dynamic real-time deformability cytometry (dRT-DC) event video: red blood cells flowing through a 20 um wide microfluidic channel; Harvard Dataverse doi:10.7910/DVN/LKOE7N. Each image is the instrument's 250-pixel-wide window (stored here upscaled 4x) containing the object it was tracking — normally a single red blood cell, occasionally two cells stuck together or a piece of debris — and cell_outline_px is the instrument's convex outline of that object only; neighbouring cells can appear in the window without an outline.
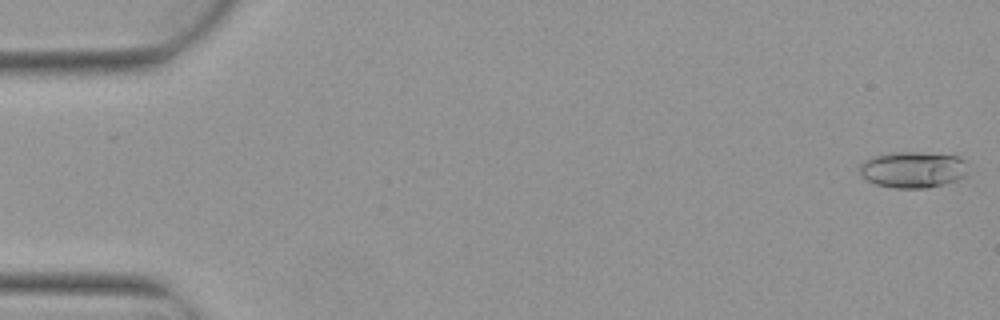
{"species": "Egyptian fruit bat (a non-hibernating species)", "species_latin": "Rousettus aegyptiacus", "temperature_condition": "warm", "stored_images_in_passage": 6, "camera_frame_rate_fps": 3000, "um_per_image_px": 0.085, "animal": {"sex": "female"}, "frame": {"image": 1, "passage_image": 1, "time_ms": 0.0, "image_size_px": [1000, 320], "cell_outline_px": [[968, 160], [964, 176], [956, 180], [944, 184], [928, 188], [892, 188], [876, 184], [868, 180], [860, 172], [860, 164], [864, 160], [872, 156], [892, 152], [920, 152], [960, 156]], "centroid_in_image_um": [77.62, 14.41], "position_along_channel_um": 7.4, "area_um2": 23.06}}
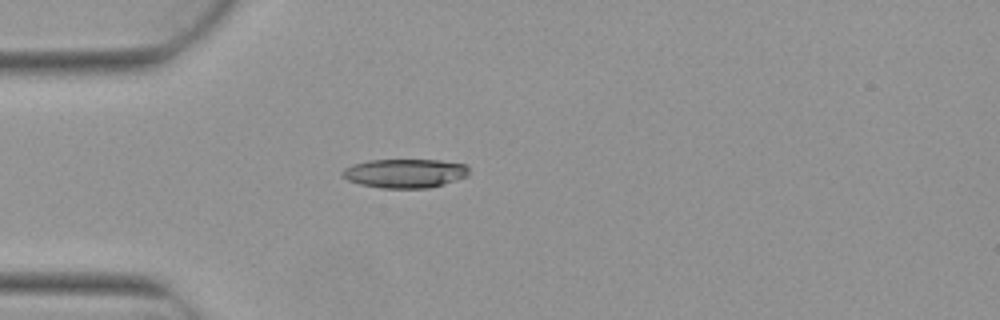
{"frame": {"image": 2, "passage_image": 5, "time_ms": 1.333, "image_size_px": [1000, 320], "cell_outline_px": [[468, 176], [444, 184], [428, 188], [380, 188], [360, 184], [348, 180], [340, 172], [344, 168], [352, 164], [368, 160], [440, 160], [464, 164], [468, 168]], "centroid_in_image_um": [34.4, 14.73], "position_along_channel_um": 50.6, "area_um2": 21.39}}